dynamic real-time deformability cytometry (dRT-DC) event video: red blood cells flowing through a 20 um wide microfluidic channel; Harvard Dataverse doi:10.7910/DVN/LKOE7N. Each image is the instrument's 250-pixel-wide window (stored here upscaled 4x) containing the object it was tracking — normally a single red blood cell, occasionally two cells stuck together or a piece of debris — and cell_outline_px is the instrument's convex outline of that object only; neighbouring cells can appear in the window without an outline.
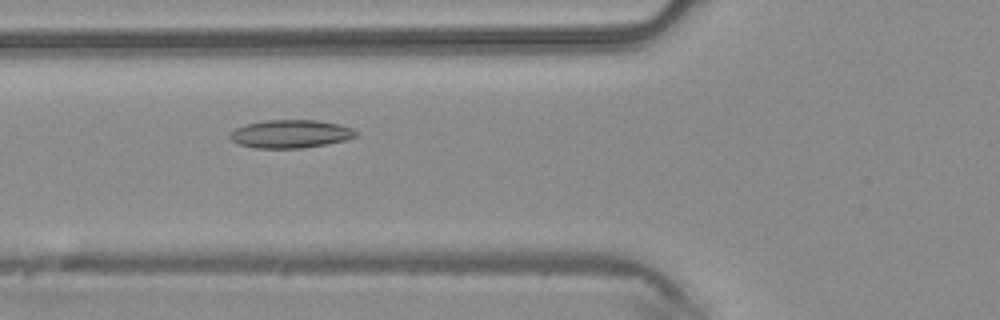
{"species": "common noctule bat (a hibernating species)", "species_latin": "Nyctalus noctula", "temperature_condition": "warm", "stored_images_in_passage": 47, "segment_of_instrument_passage": [1, 2], "camera_frame_rate_fps": 3000, "um_per_image_px": 0.085, "animal": {"sex": "male", "body_mass_g": 20.4}, "frame": {"image": 1, "passage_image": 16, "time_ms": 5.0, "image_size_px": [1000, 320], "cell_outline_px": [[352, 136], [340, 140], [320, 144], [292, 148], [264, 148], [244, 144], [236, 140], [232, 136], [240, 128], [252, 124], [280, 120], [308, 120], [332, 124], [348, 128], [352, 132]], "centroid_in_image_um": [24.69, 11.38], "position_along_channel_um": 101.1, "area_um2": 18.26}}
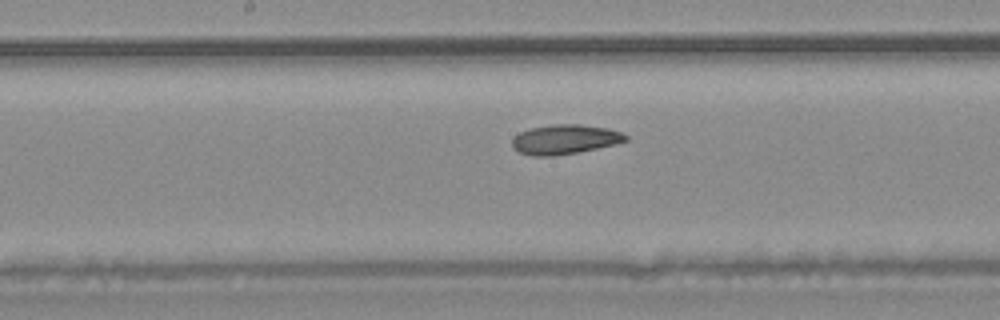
{"frame": {"image": 2, "passage_image": 23, "time_ms": 7.333, "image_size_px": [1000, 320], "cell_outline_px": [[628, 136], [624, 140], [592, 148], [572, 152], [520, 152], [512, 144], [512, 140], [516, 136], [524, 132], [536, 128], [600, 128], [616, 132]], "centroid_in_image_um": [47.99, 11.86], "position_along_channel_um": 200.2, "area_um2": 15.78}}
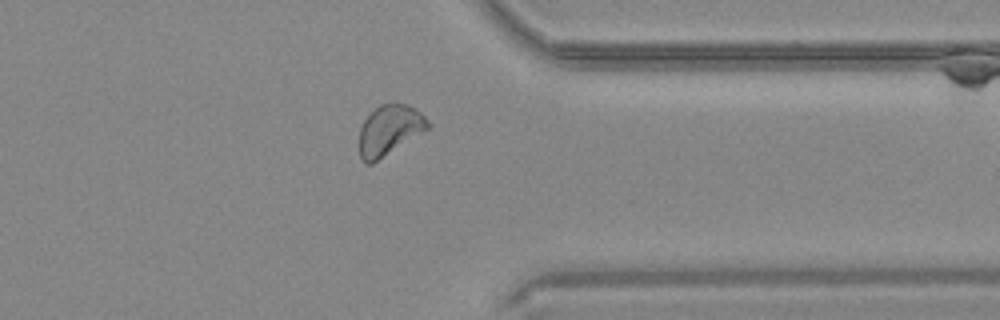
{"frame": {"image": 3, "passage_image": 36, "time_ms": 11.667, "image_size_px": [1000, 320], "cell_outline_px": [[428, 128], [376, 160], [368, 164], [360, 156], [360, 132], [368, 116], [376, 108], [384, 104], [400, 104], [412, 108], [428, 124]], "centroid_in_image_um": [33.04, 11.07], "position_along_channel_um": 378.4, "area_um2": 18.32}}